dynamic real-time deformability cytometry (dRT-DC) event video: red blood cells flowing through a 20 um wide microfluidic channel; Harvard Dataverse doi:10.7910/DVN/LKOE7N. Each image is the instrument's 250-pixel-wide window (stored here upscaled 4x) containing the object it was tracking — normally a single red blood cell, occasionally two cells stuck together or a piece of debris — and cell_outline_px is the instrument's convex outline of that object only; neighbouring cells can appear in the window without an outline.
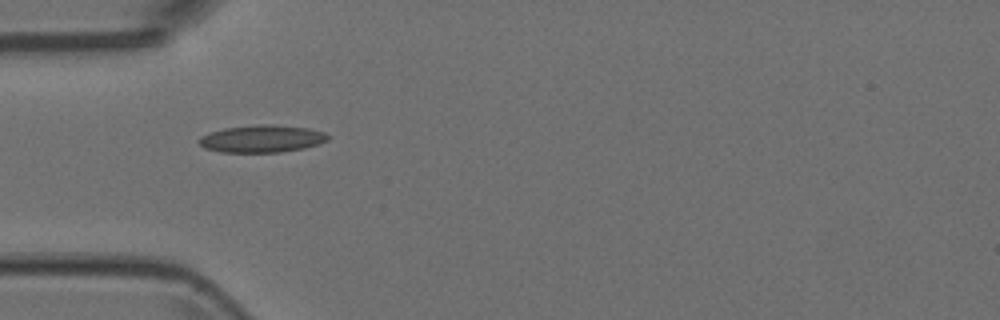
{"species": "Egyptian fruit bat (a non-hibernating species)", "species_latin": "Rousettus aegyptiacus", "temperature_condition": "room temperature", "stored_images_in_passage": 6, "camera_frame_rate_fps": 3000, "um_per_image_px": 0.085, "animal": {"sex": "female"}, "frame": {"image": 1, "passage_image": 1, "time_ms": 0.0, "image_size_px": [1000, 320], "cell_outline_px": [[328, 140], [304, 148], [280, 152], [220, 152], [204, 148], [196, 140], [200, 136], [208, 132], [224, 128], [256, 124], [272, 124], [308, 128], [324, 132], [328, 136]], "centroid_in_image_um": [22.2, 11.78], "position_along_channel_um": 62.8, "area_um2": 20.63}}
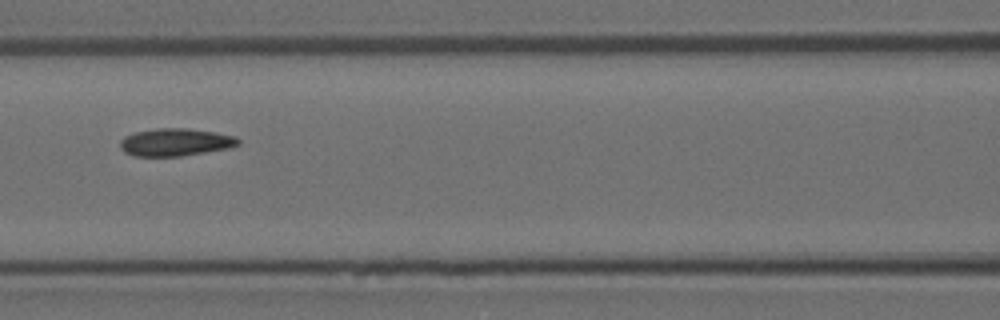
{"frame": {"image": 2, "passage_image": 3, "time_ms": 0.667, "image_size_px": [1000, 320], "cell_outline_px": [[240, 144], [228, 148], [180, 156], [132, 156], [124, 152], [120, 148], [120, 140], [124, 136], [132, 132], [156, 128], [188, 128], [216, 132], [236, 136], [240, 140]], "centroid_in_image_um": [14.88, 12.07], "position_along_channel_um": 151.7, "area_um2": 19.19}}
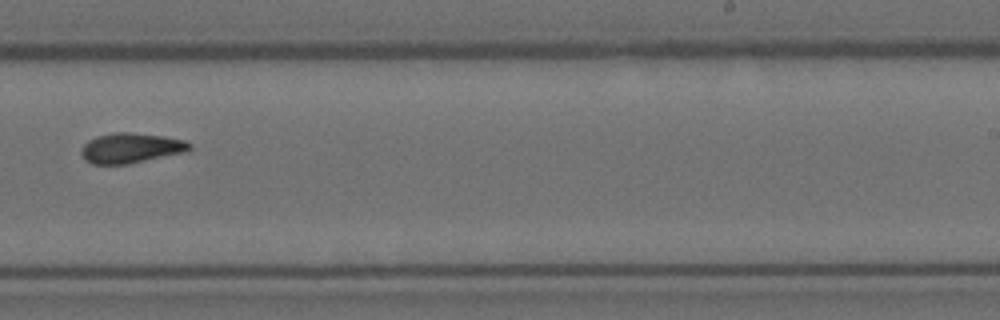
{"frame": {"image": 3, "passage_image": 6, "time_ms": 1.667, "image_size_px": [1000, 320], "cell_outline_px": [[192, 148], [188, 152], [128, 164], [92, 164], [84, 160], [80, 152], [80, 148], [88, 140], [96, 136], [116, 132], [132, 132], [164, 136], [184, 140], [192, 144]], "centroid_in_image_um": [11.13, 12.58], "position_along_channel_um": 277.9, "area_um2": 19.31}}